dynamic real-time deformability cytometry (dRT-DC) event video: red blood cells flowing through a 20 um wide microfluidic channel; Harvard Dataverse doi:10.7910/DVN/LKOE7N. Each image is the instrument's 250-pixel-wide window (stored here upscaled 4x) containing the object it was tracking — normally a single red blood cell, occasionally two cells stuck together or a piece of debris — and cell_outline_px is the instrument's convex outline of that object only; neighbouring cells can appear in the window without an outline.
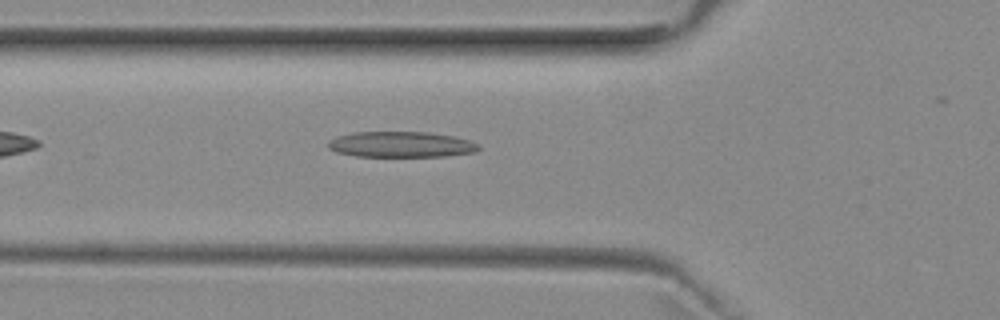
{"species": "common noctule bat (a hibernating species)", "species_latin": "Nyctalus noctula", "temperature_condition": "room temperature", "stored_images_in_passage": 32, "camera_frame_rate_fps": 3000, "um_per_image_px": 0.085, "animal": {"sex": "female", "body_mass_g": 29.2, "forearm_length_mm": 56.3}, "frame": {"image": 1, "passage_image": 3, "time_ms": 0.667, "image_size_px": [1000, 320], "cell_outline_px": [[480, 148], [476, 152], [448, 156], [356, 156], [336, 152], [328, 148], [328, 140], [336, 136], [352, 132], [428, 132], [456, 136], [472, 140]], "centroid_in_image_um": [34.1, 12.27], "position_along_channel_um": 91.7, "area_um2": 22.77}}
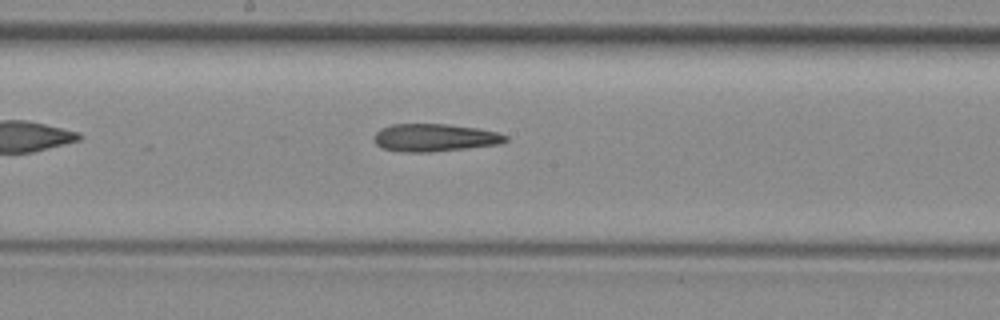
{"frame": {"image": 2, "passage_image": 12, "time_ms": 3.667, "image_size_px": [1000, 320], "cell_outline_px": [[508, 140], [504, 144], [432, 152], [400, 152], [384, 148], [376, 144], [372, 140], [372, 136], [380, 128], [392, 124], [448, 124], [476, 128], [500, 132], [508, 136]], "centroid_in_image_um": [36.97, 11.7], "position_along_channel_um": 211.2, "area_um2": 21.62}}
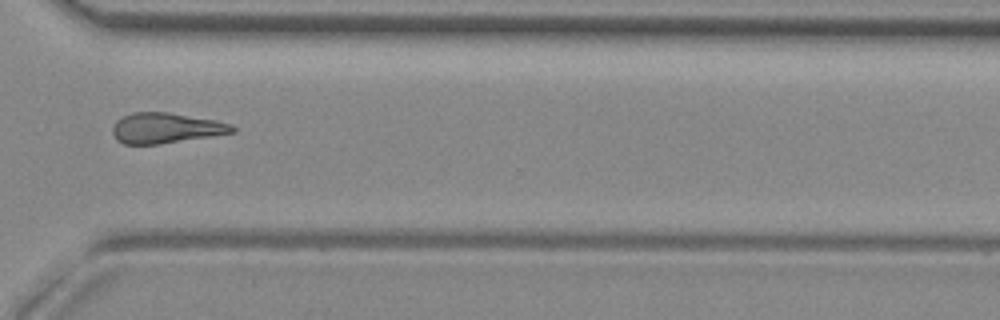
{"frame": {"image": 3, "passage_image": 23, "time_ms": 7.333, "image_size_px": [1000, 320], "cell_outline_px": [[236, 132], [212, 136], [160, 144], [124, 144], [116, 140], [112, 132], [112, 128], [116, 120], [132, 112], [168, 112], [216, 120], [232, 124], [236, 128]], "centroid_in_image_um": [14.1, 10.88], "position_along_channel_um": 356.5, "area_um2": 21.33}, "authors_computed_cell_mechanics": {"area_um2": 21.2993, "velocity_mm_per_s": 3.9631, "shape_relaxation_time_tau1_ms": null, "shape_relaxation_time_tau2_ms": 6.3985, "deformation_change_tau1": null, "deformation_change_tau2": 0.2096}}